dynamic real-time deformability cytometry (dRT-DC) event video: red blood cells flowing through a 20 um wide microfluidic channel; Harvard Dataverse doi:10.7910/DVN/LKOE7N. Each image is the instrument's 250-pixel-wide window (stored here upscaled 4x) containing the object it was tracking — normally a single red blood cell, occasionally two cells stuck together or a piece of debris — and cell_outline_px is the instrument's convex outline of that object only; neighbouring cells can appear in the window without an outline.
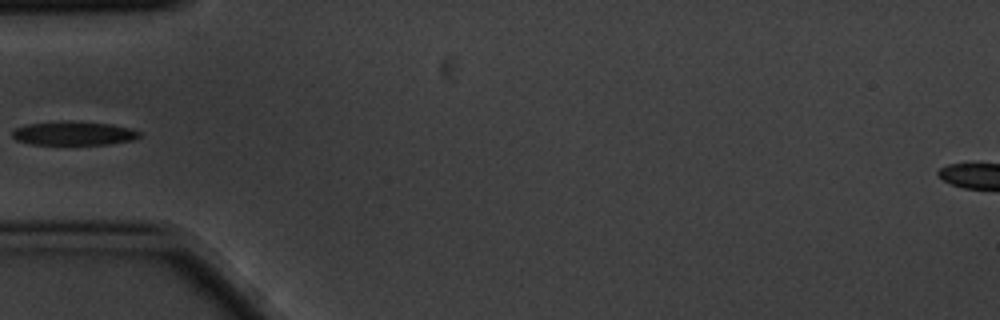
{"species": "common noctule bat (a hibernating species)", "species_latin": "Nyctalus noctula", "temperature_condition": "cold", "stored_images_in_passage": 6, "camera_frame_rate_fps": 3000, "um_per_image_px": 0.085, "animal": {"sex": "male", "body_mass_g": 20.1, "forearm_length_mm": 53.5}, "frame": {"image": 1, "passage_image": 6, "time_ms": 1.667, "image_size_px": [1000, 320], "cell_outline_px": [[140, 136], [132, 140], [108, 144], [32, 144], [16, 140], [12, 136], [12, 132], [16, 128], [24, 124], [64, 120], [72, 120], [112, 124], [132, 128], [140, 132]], "centroid_in_image_um": [6.25, 11.31], "position_along_channel_um": 78.7, "area_um2": 17.86}}